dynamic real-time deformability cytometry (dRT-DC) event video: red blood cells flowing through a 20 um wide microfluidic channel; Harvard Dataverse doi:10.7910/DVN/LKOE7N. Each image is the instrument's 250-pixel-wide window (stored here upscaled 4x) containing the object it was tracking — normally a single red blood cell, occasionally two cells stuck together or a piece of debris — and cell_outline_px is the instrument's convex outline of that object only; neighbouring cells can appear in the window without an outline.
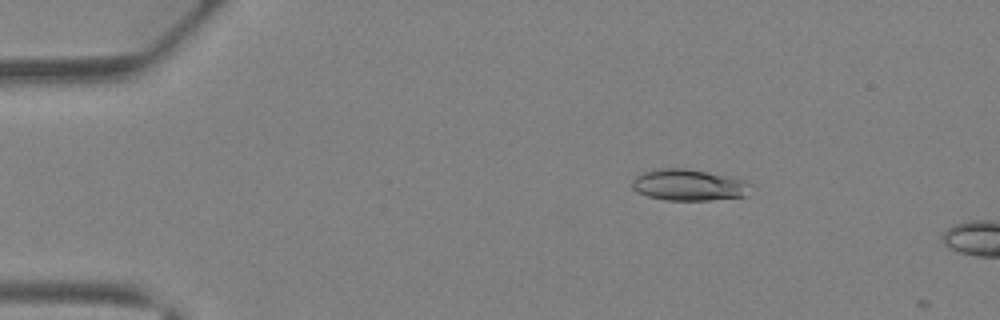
{"species": "Egyptian fruit bat (a non-hibernating species)", "species_latin": "Rousettus aegyptiacus", "temperature_condition": "warm", "stored_images_in_passage": 10, "camera_frame_rate_fps": 3000, "um_per_image_px": 0.085, "animal": {"sex": "female"}, "frame": {"image": 1, "passage_image": 7, "time_ms": 2.0, "image_size_px": [1000, 320], "cell_outline_px": [[748, 184], [744, 196], [708, 200], [664, 200], [648, 196], [636, 192], [632, 188], [632, 180], [636, 176], [644, 172], [656, 168], [688, 168], [728, 176], [744, 180]], "centroid_in_image_um": [58.44, 15.71], "position_along_channel_um": 26.6, "area_um2": 21.44}}